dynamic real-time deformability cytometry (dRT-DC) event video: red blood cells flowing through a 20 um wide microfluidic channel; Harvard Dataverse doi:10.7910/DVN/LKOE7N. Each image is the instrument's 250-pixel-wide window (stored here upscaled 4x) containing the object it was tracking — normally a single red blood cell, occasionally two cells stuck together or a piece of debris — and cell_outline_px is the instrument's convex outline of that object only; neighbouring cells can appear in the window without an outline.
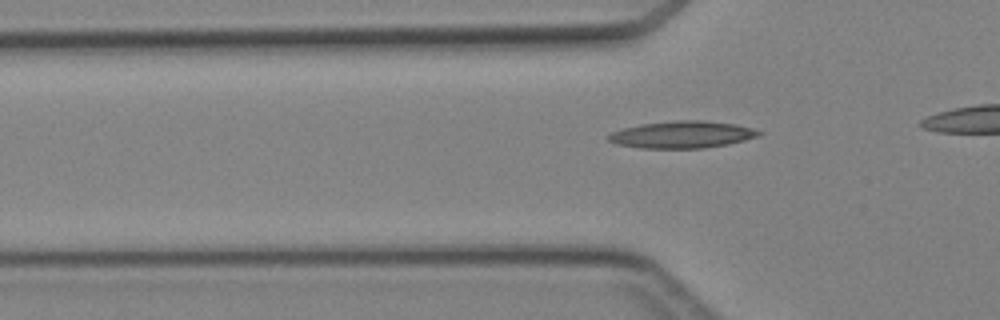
{"species": "Egyptian fruit bat (a non-hibernating species)", "species_latin": "Rousettus aegyptiacus", "temperature_condition": "cold", "stored_images_in_passage": 6, "camera_frame_rate_fps": 3000, "um_per_image_px": 0.085, "animal": {"sex": "female"}, "frame": {"image": 1, "passage_image": 6, "time_ms": 6.667, "image_size_px": [1000, 320], "cell_outline_px": [[764, 132], [756, 136], [744, 140], [728, 144], [704, 148], [640, 148], [616, 144], [608, 140], [604, 136], [612, 132], [624, 128], [640, 124], [676, 120], [704, 120], [736, 124], [752, 128]], "centroid_in_image_um": [57.95, 11.44], "position_along_channel_um": 67.9, "area_um2": 23.76}}